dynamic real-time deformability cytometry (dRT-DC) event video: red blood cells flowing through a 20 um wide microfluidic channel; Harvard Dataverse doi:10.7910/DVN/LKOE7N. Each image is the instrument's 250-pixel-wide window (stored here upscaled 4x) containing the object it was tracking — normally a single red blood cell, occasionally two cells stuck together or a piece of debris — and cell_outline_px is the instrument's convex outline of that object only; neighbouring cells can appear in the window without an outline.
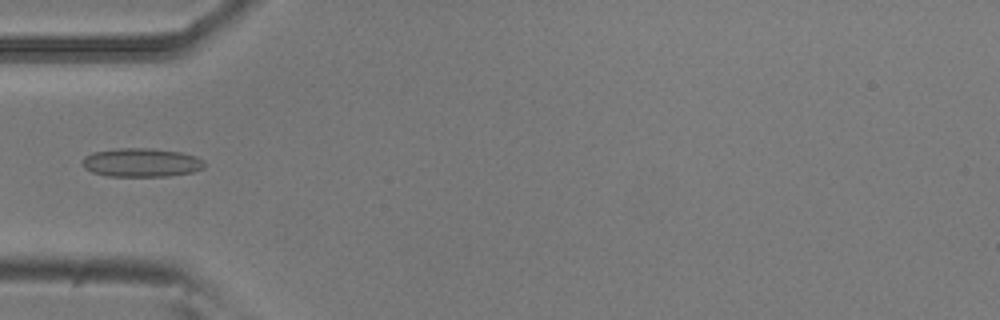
{"species": "common noctule bat (a hibernating species)", "species_latin": "Nyctalus noctula", "temperature_condition": "room temperature", "stored_images_in_passage": 4, "camera_frame_rate_fps": 3000, "um_per_image_px": 0.085, "animal": {"sex": "male", "body_mass_g": 20.5, "forearm_length_mm": 52.5}, "frame": {"image": 1, "passage_image": 4, "time_ms": 1.0, "image_size_px": [1000, 320], "cell_outline_px": [[204, 168], [192, 172], [168, 176], [108, 176], [92, 172], [84, 168], [84, 156], [92, 152], [120, 148], [152, 148], [180, 152], [196, 156], [204, 160]], "centroid_in_image_um": [12.03, 13.81], "position_along_channel_um": 73.0, "area_um2": 20.4}}